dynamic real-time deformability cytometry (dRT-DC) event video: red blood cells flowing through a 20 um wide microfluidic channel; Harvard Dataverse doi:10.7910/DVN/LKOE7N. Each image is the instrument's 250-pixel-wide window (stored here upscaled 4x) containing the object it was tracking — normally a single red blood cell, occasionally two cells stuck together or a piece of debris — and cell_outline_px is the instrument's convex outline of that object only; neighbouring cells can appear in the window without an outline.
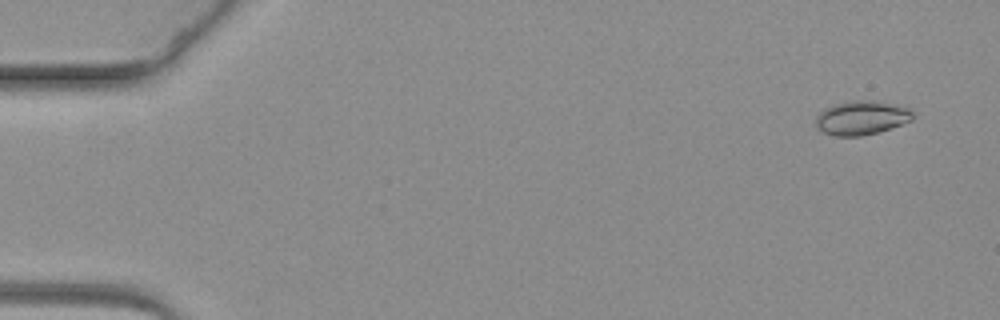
{"species": "common noctule bat (a hibernating species)", "species_latin": "Nyctalus noctula", "temperature_condition": "warm", "stored_images_in_passage": 63, "camera_frame_rate_fps": 3000, "um_per_image_px": 0.085, "animal": {"sex": "female", "body_mass_g": 19.3, "forearm_length_mm": 54.1}, "frame": {"image": 1, "passage_image": 4, "time_ms": 1.0, "image_size_px": [1000, 320], "cell_outline_px": [[912, 120], [892, 128], [860, 136], [836, 136], [824, 132], [816, 128], [816, 116], [824, 108], [832, 104], [848, 100], [876, 100], [912, 108]], "centroid_in_image_um": [73.22, 9.99], "position_along_channel_um": 11.8, "area_um2": 19.48}}
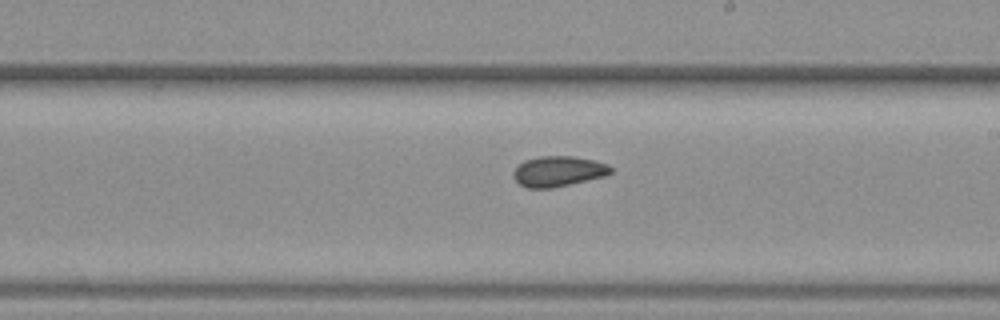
{"frame": {"image": 2, "passage_image": 37, "time_ms": 12.0, "image_size_px": [1000, 320], "cell_outline_px": [[612, 172], [608, 176], [552, 188], [528, 188], [520, 184], [512, 176], [512, 172], [524, 160], [540, 156], [576, 156], [596, 160], [608, 164], [612, 168]], "centroid_in_image_um": [47.5, 14.56], "position_along_channel_um": 241.5, "area_um2": 17.51}}
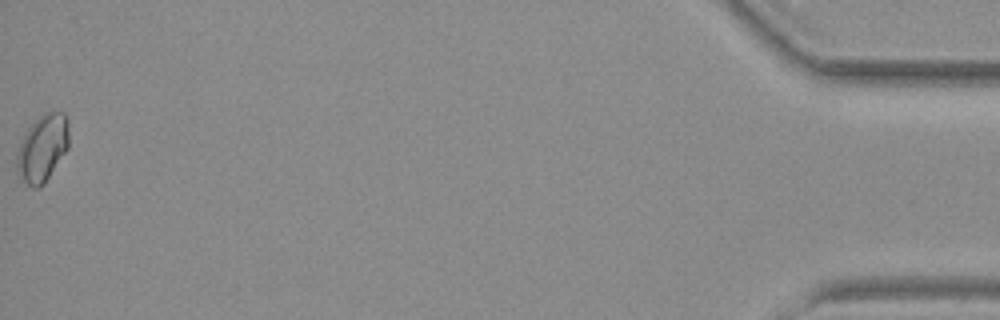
{"frame": {"image": 3, "passage_image": 63, "time_ms": 20.667, "image_size_px": [1000, 320], "cell_outline_px": [[68, 148], [44, 184], [40, 188], [32, 188], [16, 172], [16, 156], [24, 132], [44, 112], [64, 112], [68, 120]], "centroid_in_image_um": [3.6, 12.59], "position_along_channel_um": 431.6, "area_um2": 20.35}}